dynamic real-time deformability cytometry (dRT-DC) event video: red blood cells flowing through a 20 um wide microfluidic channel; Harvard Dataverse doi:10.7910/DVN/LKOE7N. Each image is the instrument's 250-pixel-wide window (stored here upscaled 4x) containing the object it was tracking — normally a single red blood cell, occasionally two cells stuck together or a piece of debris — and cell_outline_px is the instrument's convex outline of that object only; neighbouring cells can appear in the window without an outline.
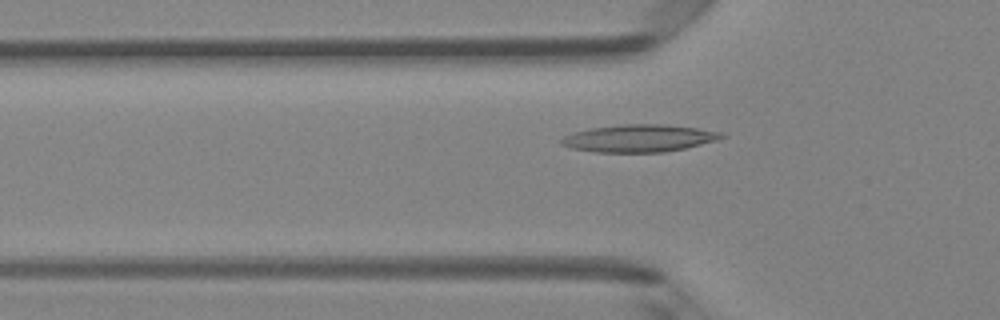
{"species": "Egyptian fruit bat (a non-hibernating species)", "species_latin": "Rousettus aegyptiacus", "temperature_condition": "room temperature", "stored_images_in_passage": 29, "camera_frame_rate_fps": 3000, "um_per_image_px": 0.085, "animal": {"sex": "female"}, "frame": {"image": 1, "passage_image": 2, "time_ms": 0.333, "image_size_px": [1000, 320], "cell_outline_px": [[728, 136], [716, 140], [684, 148], [664, 152], [596, 152], [572, 148], [560, 144], [560, 140], [564, 136], [572, 132], [592, 128], [620, 124], [660, 124], [696, 128], [720, 132]], "centroid_in_image_um": [54.28, 11.75], "position_along_channel_um": 71.5, "area_um2": 25.37}}
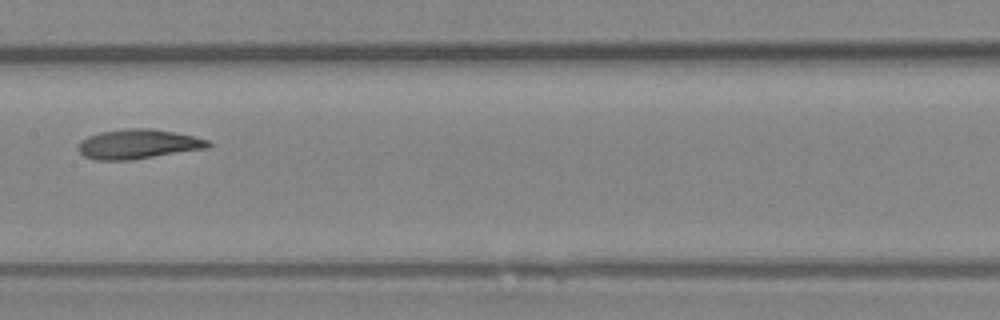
{"frame": {"image": 2, "passage_image": 11, "time_ms": 3.333, "image_size_px": [1000, 320], "cell_outline_px": [[212, 144], [208, 148], [132, 160], [96, 160], [84, 156], [76, 148], [80, 140], [88, 136], [100, 132], [124, 128], [148, 128], [172, 132], [192, 136], [208, 140]], "centroid_in_image_um": [11.7, 12.25], "position_along_channel_um": 195.7, "area_um2": 22.43}}
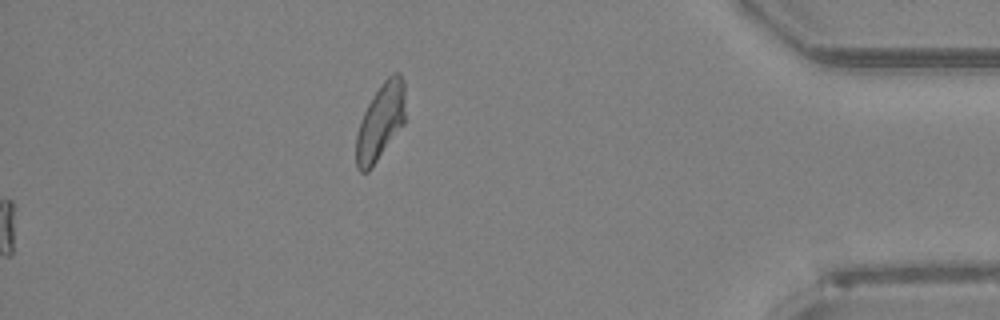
{"frame": {"image": 3, "passage_image": 29, "time_ms": 9.333, "image_size_px": [1000, 320], "cell_outline_px": [[404, 124], [372, 168], [368, 172], [360, 172], [356, 168], [356, 136], [360, 120], [372, 96], [380, 84], [392, 72], [400, 72], [404, 80]], "centroid_in_image_um": [32.33, 10.35], "position_along_channel_um": 402.9, "area_um2": 22.14}, "authors_computed_cell_mechanics": {"area_um2": 22.5998, "velocity_mm_per_s": 4.1312, "shape_relaxation_time_tau1_ms": 5.911, "shape_relaxation_time_tau2_ms": 2.4663, "deformation_change_tau1": 0.1959, "deformation_change_tau2": 0.0981}}